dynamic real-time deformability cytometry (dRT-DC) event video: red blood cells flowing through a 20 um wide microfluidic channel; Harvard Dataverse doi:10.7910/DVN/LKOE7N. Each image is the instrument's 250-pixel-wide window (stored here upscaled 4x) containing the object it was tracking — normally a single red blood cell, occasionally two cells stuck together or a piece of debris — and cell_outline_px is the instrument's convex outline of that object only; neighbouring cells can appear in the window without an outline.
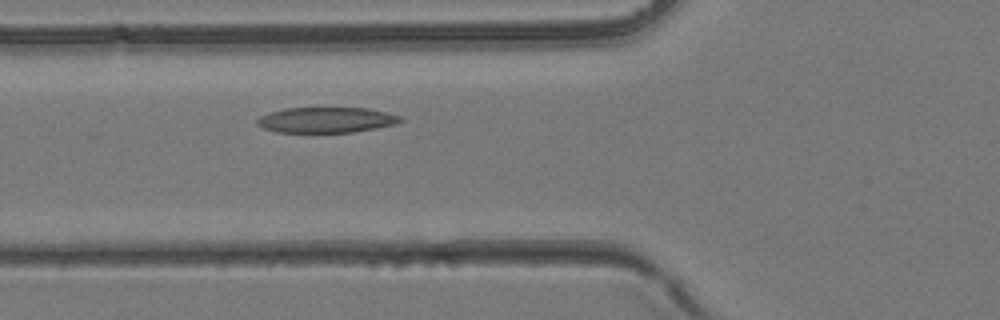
{"species": "common noctule bat (a hibernating species)", "species_latin": "Nyctalus noctula", "temperature_condition": "room temperature", "stored_images_in_passage": 32, "camera_frame_rate_fps": 3000, "um_per_image_px": 0.085, "animal": {"sex": "female", "body_mass_g": 24.6, "forearm_length_mm": 56.2}, "frame": {"image": 1, "passage_image": 8, "time_ms": 2.333, "image_size_px": [1000, 320], "cell_outline_px": [[404, 120], [396, 124], [376, 128], [352, 132], [276, 132], [264, 128], [256, 124], [256, 120], [260, 116], [268, 112], [284, 108], [368, 108], [400, 116]], "centroid_in_image_um": [27.7, 10.19], "position_along_channel_um": 98.1, "area_um2": 21.27}}
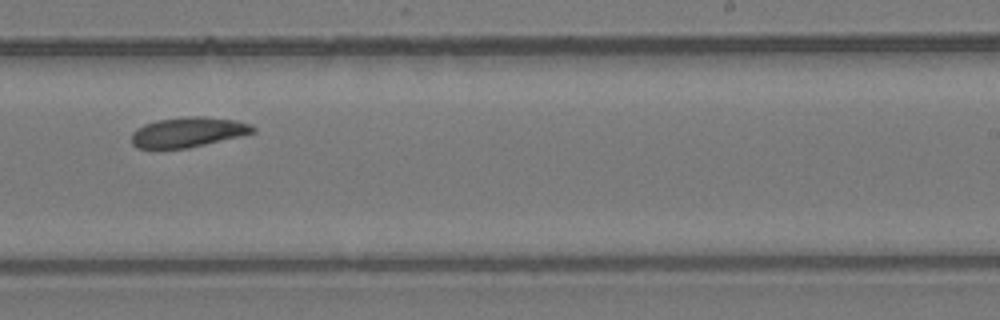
{"frame": {"image": 2, "passage_image": 18, "time_ms": 5.667, "image_size_px": [1000, 320], "cell_outline_px": [[256, 132], [244, 136], [188, 148], [136, 148], [132, 144], [132, 132], [136, 128], [144, 124], [156, 120], [188, 116], [204, 116], [236, 120], [252, 124], [256, 128]], "centroid_in_image_um": [16.03, 11.23], "position_along_channel_um": 273.0, "area_um2": 21.56}}
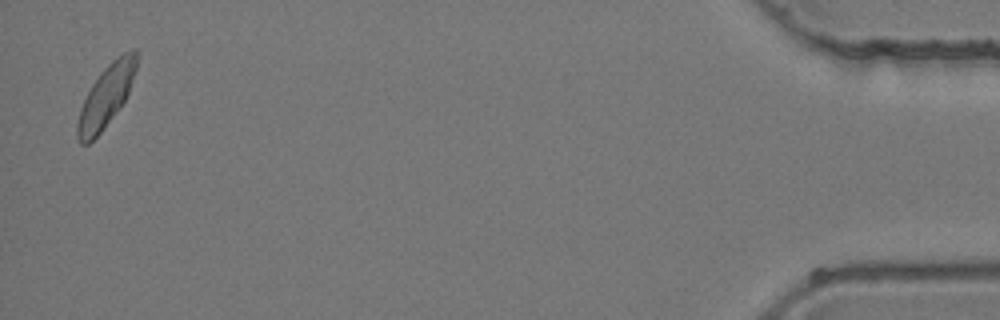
{"frame": {"image": 3, "passage_image": 32, "time_ms": 10.333, "image_size_px": [1000, 320], "cell_outline_px": [[136, 68], [128, 92], [124, 100], [100, 132], [88, 144], [80, 144], [76, 136], [76, 124], [80, 108], [92, 84], [100, 72], [116, 56], [132, 48], [136, 48]], "centroid_in_image_um": [8.98, 8.15], "position_along_channel_um": 426.2, "area_um2": 20.87}}